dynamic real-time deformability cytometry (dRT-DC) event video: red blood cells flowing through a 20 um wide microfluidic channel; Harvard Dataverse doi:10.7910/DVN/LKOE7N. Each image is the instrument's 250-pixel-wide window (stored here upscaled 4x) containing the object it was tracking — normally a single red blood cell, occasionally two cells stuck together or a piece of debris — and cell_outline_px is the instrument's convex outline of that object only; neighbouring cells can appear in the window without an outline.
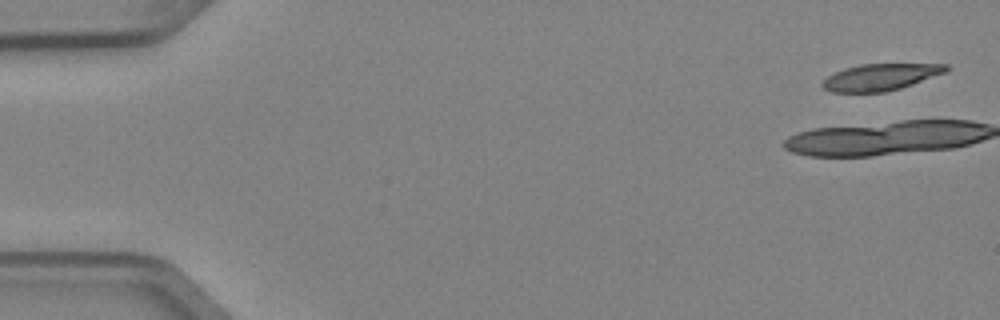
{"species": "Egyptian fruit bat (a non-hibernating species)", "species_latin": "Rousettus aegyptiacus", "temperature_condition": "cold", "stored_images_in_passage": 5, "camera_frame_rate_fps": 3000, "um_per_image_px": 0.085, "animal": {"sex": "female"}, "frame": {"image": 1, "passage_image": 1, "time_ms": 0.0, "image_size_px": [1000, 320], "cell_outline_px": [[948, 68], [944, 72], [912, 84], [900, 88], [884, 92], [832, 92], [824, 88], [820, 84], [828, 76], [844, 68], [860, 64], [948, 64]], "centroid_in_image_um": [74.8, 6.55], "position_along_channel_um": 10.2, "area_um2": 18.9}}